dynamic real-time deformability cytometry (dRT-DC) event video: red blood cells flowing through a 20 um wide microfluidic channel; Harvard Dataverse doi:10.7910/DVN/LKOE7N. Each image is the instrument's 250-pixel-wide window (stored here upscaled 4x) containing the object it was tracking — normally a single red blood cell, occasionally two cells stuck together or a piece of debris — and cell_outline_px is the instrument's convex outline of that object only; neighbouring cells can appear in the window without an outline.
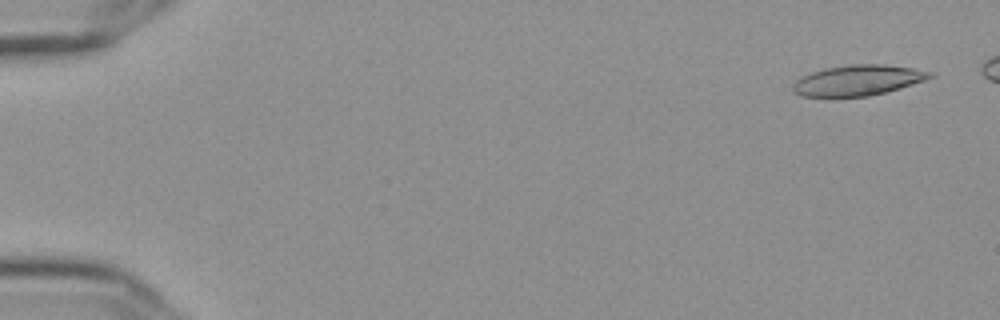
{"species": "Egyptian fruit bat (a non-hibernating species)", "species_latin": "Rousettus aegyptiacus", "temperature_condition": "cold", "stored_images_in_passage": 54, "camera_frame_rate_fps": 3000, "um_per_image_px": 0.085, "frame": {"image": 1, "passage_image": 3, "time_ms": 0.667, "image_size_px": [1000, 320], "cell_outline_px": [[936, 76], [900, 88], [868, 96], [800, 96], [792, 92], [792, 84], [796, 80], [812, 72], [824, 68], [852, 64], [884, 64], [912, 68], [936, 72]], "centroid_in_image_um": [72.94, 6.81], "position_along_channel_um": 12.1, "area_um2": 24.33}}
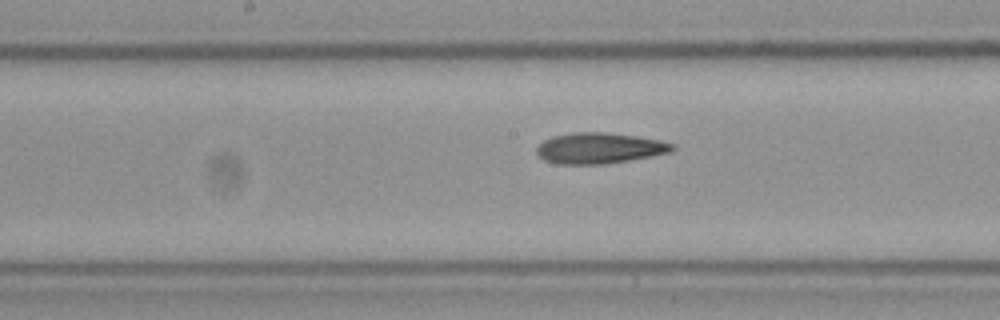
{"frame": {"image": 2, "passage_image": 30, "time_ms": 9.667, "image_size_px": [1000, 320], "cell_outline_px": [[676, 148], [672, 152], [628, 160], [604, 164], [556, 164], [544, 160], [536, 152], [536, 148], [544, 140], [552, 136], [572, 132], [604, 132], [636, 136], [660, 140], [676, 144]], "centroid_in_image_um": [50.96, 12.59], "position_along_channel_um": 197.2, "area_um2": 24.45}}
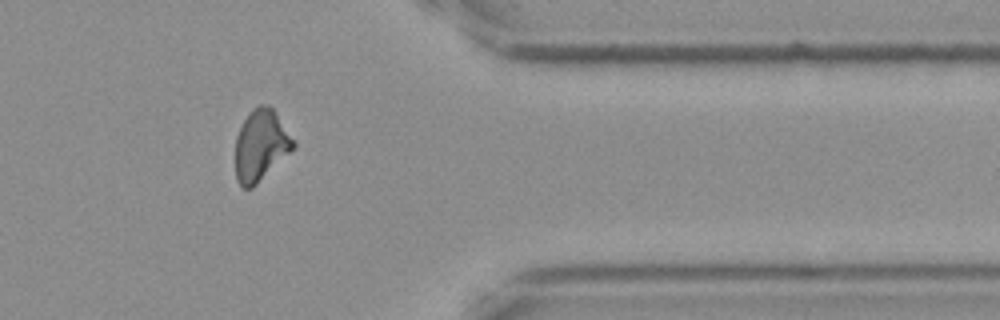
{"frame": {"image": 3, "passage_image": 47, "time_ms": 15.333, "image_size_px": [1000, 320], "cell_outline_px": [[296, 144], [252, 188], [244, 188], [236, 180], [236, 136], [248, 112], [252, 108], [260, 104], [268, 104], [272, 108], [296, 140]], "centroid_in_image_um": [22.15, 12.3], "position_along_channel_um": 389.2, "area_um2": 23.64}}